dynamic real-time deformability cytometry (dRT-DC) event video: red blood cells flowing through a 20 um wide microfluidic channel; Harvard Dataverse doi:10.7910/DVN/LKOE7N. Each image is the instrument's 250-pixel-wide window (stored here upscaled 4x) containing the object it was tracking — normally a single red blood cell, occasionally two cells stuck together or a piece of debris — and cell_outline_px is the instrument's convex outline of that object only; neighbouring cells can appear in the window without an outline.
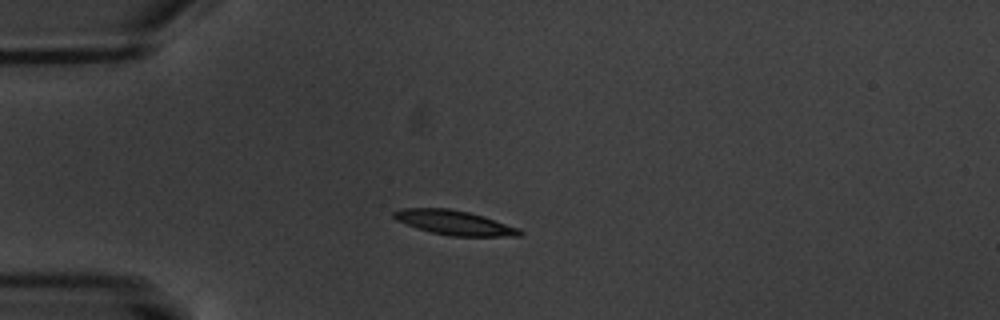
{"species": "common noctule bat (a hibernating species)", "species_latin": "Nyctalus noctula", "temperature_condition": "warm", "stored_images_in_passage": 10, "camera_frame_rate_fps": 3000, "um_per_image_px": 0.085, "animal": {"sex": "male", "body_mass_g": 20.1, "forearm_length_mm": 53.5}, "frame": {"image": 1, "passage_image": 4, "time_ms": 3.667, "image_size_px": [1000, 320], "cell_outline_px": [[524, 232], [520, 236], [452, 236], [432, 232], [416, 228], [396, 220], [392, 216], [392, 212], [400, 208], [448, 208], [468, 212], [484, 216], [520, 228]], "centroid_in_image_um": [38.62, 18.92], "position_along_channel_um": 46.4, "area_um2": 18.03}}
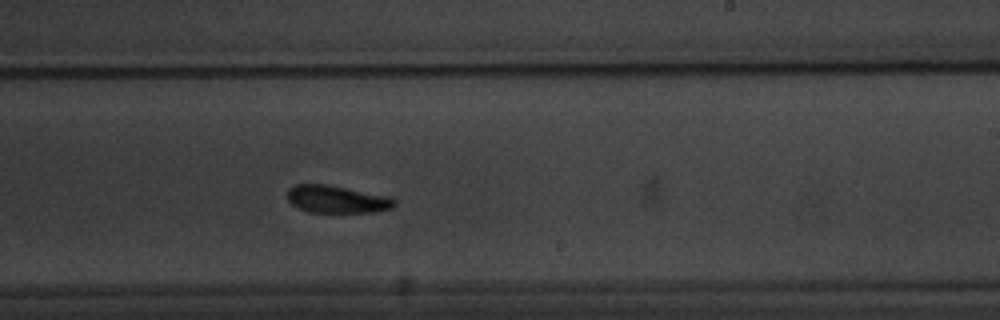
{"frame": {"image": 2, "passage_image": 10, "time_ms": 10.667, "image_size_px": [1000, 320], "cell_outline_px": [[396, 204], [392, 208], [372, 212], [308, 212], [292, 204], [288, 200], [288, 188], [296, 184], [324, 184], [392, 196], [396, 200]], "centroid_in_image_um": [28.67, 16.93], "position_along_channel_um": 260.3, "area_um2": 17.17}}